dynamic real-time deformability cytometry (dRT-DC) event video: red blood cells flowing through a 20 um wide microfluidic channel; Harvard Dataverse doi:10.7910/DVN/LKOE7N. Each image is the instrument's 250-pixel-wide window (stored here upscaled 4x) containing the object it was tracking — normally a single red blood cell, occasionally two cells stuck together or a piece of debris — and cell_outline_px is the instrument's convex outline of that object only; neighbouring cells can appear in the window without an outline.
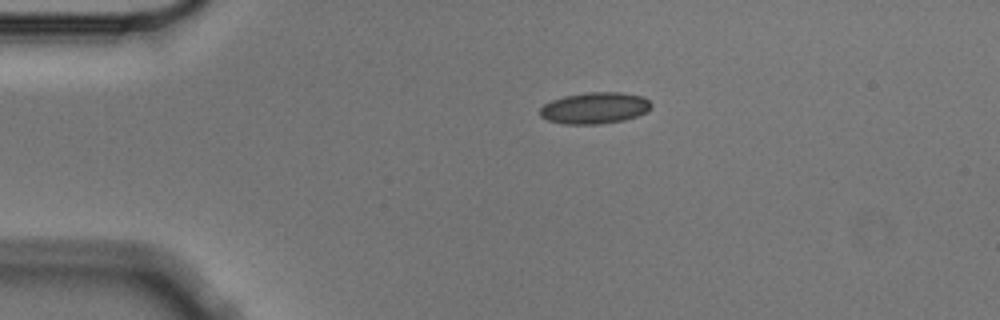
{"species": "Egyptian fruit bat (a non-hibernating species)", "species_latin": "Rousettus aegyptiacus", "temperature_condition": "cold", "stored_images_in_passage": 3, "camera_frame_rate_fps": 3000, "um_per_image_px": 0.085, "animal": {"sex": "male"}, "frame": {"image": 1, "passage_image": 1, "time_ms": 0.0, "image_size_px": [1000, 320], "cell_outline_px": [[652, 104], [644, 112], [636, 116], [624, 120], [600, 124], [564, 124], [548, 120], [540, 116], [540, 108], [544, 104], [552, 100], [564, 96], [588, 92], [620, 92], [644, 96]], "centroid_in_image_um": [50.53, 9.18], "position_along_channel_um": 34.5, "area_um2": 20.29}}
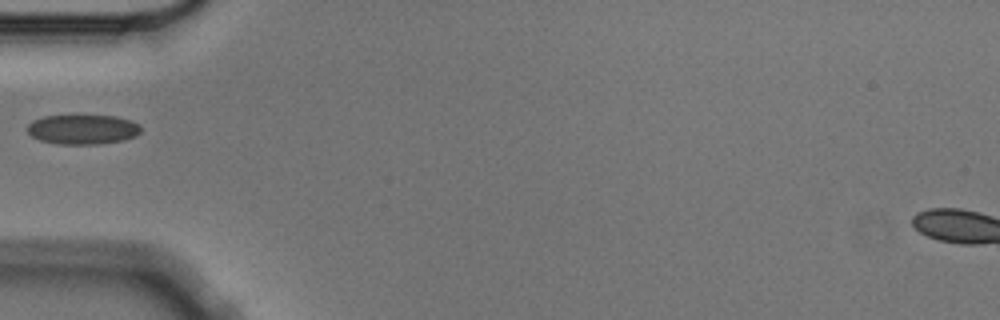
{"frame": {"image": 2, "passage_image": 3, "time_ms": 0.667, "image_size_px": [1000, 320], "cell_outline_px": [[140, 132], [136, 136], [124, 140], [100, 144], [56, 144], [40, 140], [32, 136], [28, 132], [28, 124], [32, 120], [44, 116], [116, 116], [132, 120], [140, 124]], "centroid_in_image_um": [7.05, 11.0], "position_along_channel_um": 77.9, "area_um2": 19.71}}